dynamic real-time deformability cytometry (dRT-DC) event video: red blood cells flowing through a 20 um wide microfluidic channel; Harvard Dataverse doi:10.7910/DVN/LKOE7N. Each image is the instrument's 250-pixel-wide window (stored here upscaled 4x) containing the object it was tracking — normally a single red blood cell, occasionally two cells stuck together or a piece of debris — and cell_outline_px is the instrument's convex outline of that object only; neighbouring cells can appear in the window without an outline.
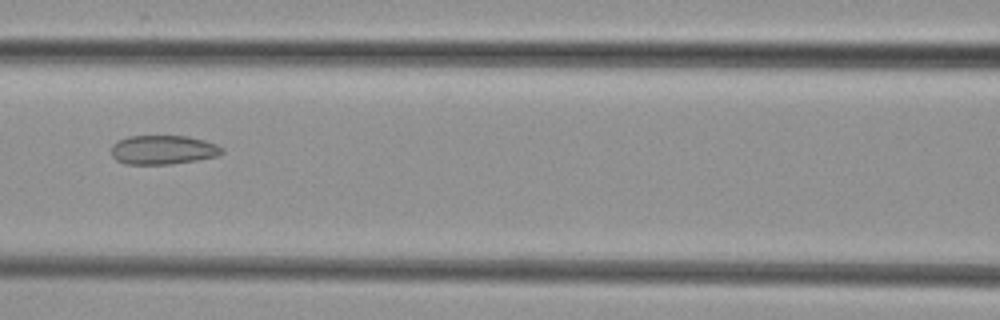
{"species": "common noctule bat (a hibernating species)", "species_latin": "Nyctalus noctula", "temperature_condition": "cold", "stored_images_in_passage": 6, "camera_frame_rate_fps": 3000, "um_per_image_px": 0.085, "animal": {"sex": "female", "body_mass_g": 29.2, "forearm_length_mm": 56.3}, "frame": {"image": 1, "passage_image": 3, "time_ms": 2.333, "image_size_px": [1000, 320], "cell_outline_px": [[224, 152], [216, 156], [196, 160], [168, 164], [124, 164], [116, 160], [112, 156], [112, 144], [116, 140], [128, 136], [188, 136], [204, 140], [216, 144], [224, 148]], "centroid_in_image_um": [13.84, 12.73], "position_along_channel_um": 152.8, "area_um2": 18.84}}
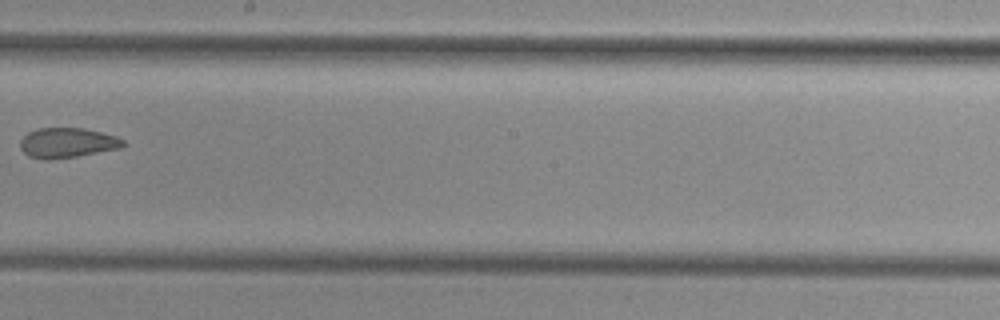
{"frame": {"image": 2, "passage_image": 5, "time_ms": 4.667, "image_size_px": [1000, 320], "cell_outline_px": [[128, 144], [120, 148], [76, 156], [48, 160], [44, 160], [28, 156], [20, 148], [20, 140], [28, 132], [36, 128], [84, 128], [116, 136], [124, 140]], "centroid_in_image_um": [5.71, 12.14], "position_along_channel_um": 242.5, "area_um2": 18.03}}
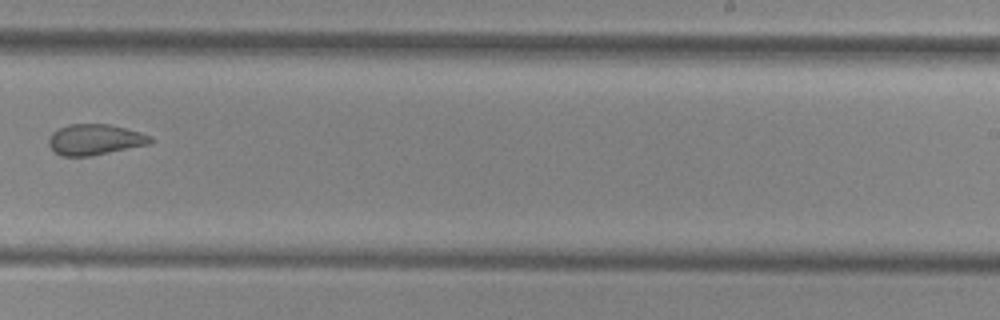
{"frame": {"image": 3, "passage_image": 6, "time_ms": 5.667, "image_size_px": [1000, 320], "cell_outline_px": [[152, 144], [92, 156], [64, 156], [56, 152], [48, 144], [48, 140], [52, 132], [68, 124], [108, 124], [140, 132], [152, 136]], "centroid_in_image_um": [8.1, 11.87], "position_along_channel_um": 280.9, "area_um2": 18.26}}